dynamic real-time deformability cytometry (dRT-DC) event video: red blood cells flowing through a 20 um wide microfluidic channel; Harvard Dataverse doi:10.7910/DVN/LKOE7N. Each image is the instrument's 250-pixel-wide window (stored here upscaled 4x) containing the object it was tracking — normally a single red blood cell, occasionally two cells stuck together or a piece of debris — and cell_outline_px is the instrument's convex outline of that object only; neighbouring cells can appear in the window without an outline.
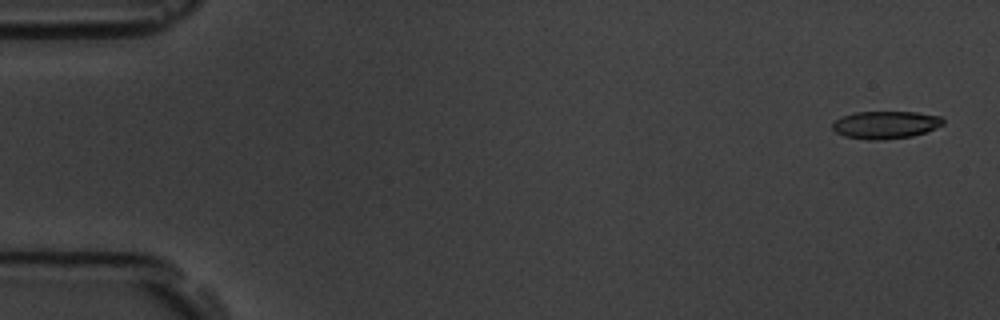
{"species": "common noctule bat (a hibernating species)", "species_latin": "Nyctalus noctula", "temperature_condition": "room temperature", "stored_images_in_passage": 6, "camera_frame_rate_fps": 3000, "um_per_image_px": 0.085, "animal": {"sex": "male", "body_mass_g": 19.5, "forearm_length_mm": 54.6}, "frame": {"image": 1, "passage_image": 1, "time_ms": 0.0, "image_size_px": [1000, 320], "cell_outline_px": [[944, 124], [924, 132], [912, 136], [884, 140], [868, 140], [844, 136], [836, 132], [832, 128], [832, 124], [836, 120], [844, 116], [856, 112], [916, 112], [940, 116], [944, 120]], "centroid_in_image_um": [75.27, 10.61], "position_along_channel_um": 9.7, "area_um2": 17.69}}